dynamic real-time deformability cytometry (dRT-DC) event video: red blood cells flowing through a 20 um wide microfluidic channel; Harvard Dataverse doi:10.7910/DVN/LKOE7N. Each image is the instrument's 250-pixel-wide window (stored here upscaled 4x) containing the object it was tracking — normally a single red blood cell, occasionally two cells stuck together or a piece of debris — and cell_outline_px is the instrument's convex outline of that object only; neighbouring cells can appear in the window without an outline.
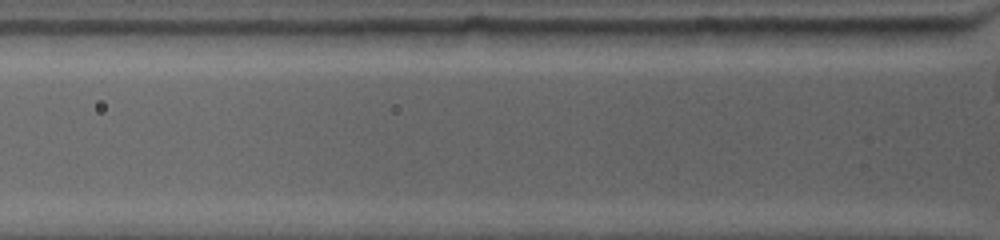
{"species": "common noctule bat (a hibernating species)", "species_latin": "Nyctalus noctula", "temperature_condition": "warm", "stored_images_in_passage": 3, "camera_frame_rate_fps": 4500, "um_per_image_px": 0.085, "animal": {"sex": "female", "body_mass_g": 19.0, "forearm_length_mm": 53.3}, "frame": {"image": 1, "passage_image": 3, "time_ms": 1.778, "image_size_px": [1000, 240], "cell_outline_px": [[952, 28], [948, 36], [932, 44], [848, 44], [820, 28]], "centroid_in_image_um": [75.6, 3.01], "position_along_channel_um": 50.2, "area_um2": 12.83}}